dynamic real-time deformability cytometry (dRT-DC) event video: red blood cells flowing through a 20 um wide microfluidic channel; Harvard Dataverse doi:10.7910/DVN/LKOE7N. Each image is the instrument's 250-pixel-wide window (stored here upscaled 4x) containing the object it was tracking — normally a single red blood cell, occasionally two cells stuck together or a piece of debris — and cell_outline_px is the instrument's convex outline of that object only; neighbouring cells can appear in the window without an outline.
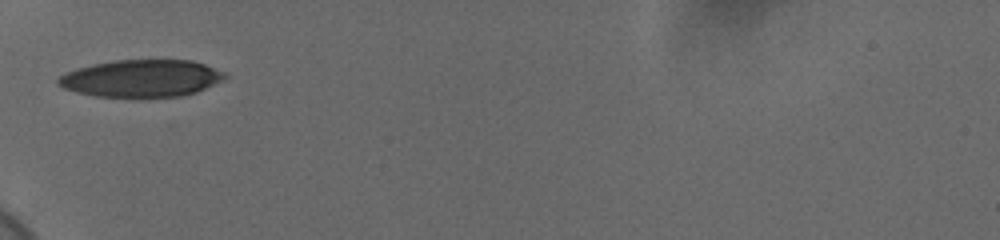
{"species": "human", "species_latin": "Homo sapiens", "temperature_condition": "cold", "stored_images_in_passage": 31, "camera_frame_rate_fps": 3000, "um_per_image_px": 0.085, "donor": {"sex": "female"}, "frame": {"image": 1, "passage_image": 1, "time_ms": 0.0, "image_size_px": [1000, 240], "cell_outline_px": [[228, 76], [224, 80], [196, 92], [184, 96], [96, 96], [76, 92], [64, 88], [56, 84], [56, 80], [64, 72], [76, 68], [92, 64], [112, 60], [192, 60], [204, 64], [224, 72]], "centroid_in_image_um": [12.0, 6.64], "position_along_channel_um": 73.0, "area_um2": 36.13}}
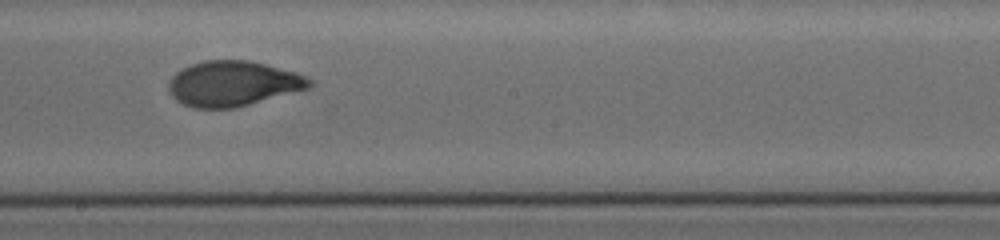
{"frame": {"image": 2, "passage_image": 14, "time_ms": 4.333, "image_size_px": [1000, 240], "cell_outline_px": [[316, 84], [308, 88], [236, 108], [192, 108], [176, 100], [168, 92], [168, 84], [172, 76], [176, 72], [192, 64], [204, 60], [248, 60], [296, 72], [312, 80]], "centroid_in_image_um": [19.79, 7.11], "position_along_channel_um": 228.4, "area_um2": 37.05}}
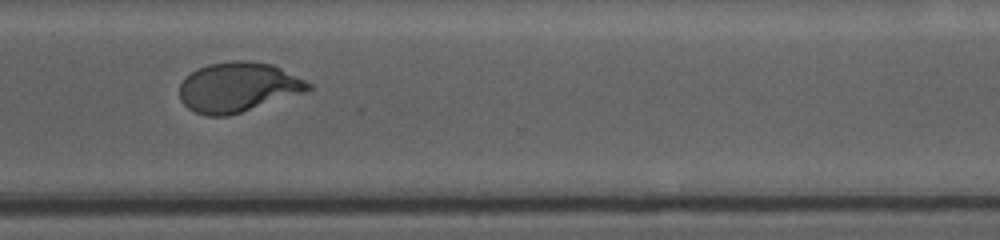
{"frame": {"image": 3, "passage_image": 24, "time_ms": 7.667, "image_size_px": [1000, 240], "cell_outline_px": [[312, 88], [304, 92], [228, 116], [208, 116], [196, 112], [188, 108], [180, 100], [180, 84], [192, 72], [208, 64], [232, 60], [248, 60], [272, 64], [312, 84]], "centroid_in_image_um": [20.22, 7.4], "position_along_channel_um": 350.4, "area_um2": 36.88}, "authors_computed_cell_mechanics": {"area_um2": 36.7608, "velocity_mm_per_s": 3.6723, "shape_relaxation_time_tau1_ms": 4.2122, "shape_relaxation_time_tau2_ms": 1.0005, "deformation_change_tau1": 0.1799, "deformation_change_tau2": 0.0594}}